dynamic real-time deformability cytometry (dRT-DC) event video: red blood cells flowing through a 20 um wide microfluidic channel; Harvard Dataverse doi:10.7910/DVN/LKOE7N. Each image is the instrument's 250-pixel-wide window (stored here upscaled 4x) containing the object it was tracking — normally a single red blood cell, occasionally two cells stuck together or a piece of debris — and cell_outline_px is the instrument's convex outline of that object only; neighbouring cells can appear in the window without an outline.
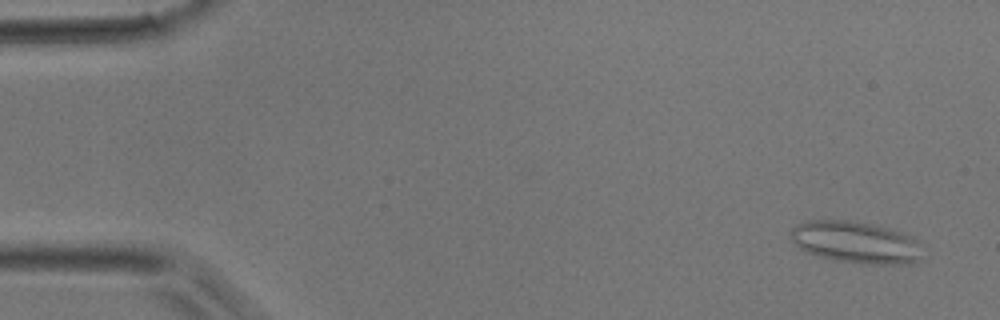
{"species": "common noctule bat (a hibernating species)", "species_latin": "Nyctalus noctula", "temperature_condition": "room temperature", "stored_images_in_passage": 45, "camera_frame_rate_fps": 3000, "um_per_image_px": 0.085, "animal": {"sex": "male", "body_mass_g": 17.9}, "frame": {"image": 1, "passage_image": 3, "time_ms": 0.667, "image_size_px": [1000, 320], "cell_outline_px": [[920, 260], [912, 264], [872, 264], [836, 260], [820, 256], [808, 252], [800, 248], [792, 240], [788, 232], [796, 224], [808, 220], [848, 220], [872, 224], [888, 228], [912, 236], [916, 240]], "centroid_in_image_um": [72.7, 20.58], "position_along_channel_um": 12.3, "area_um2": 31.85}}
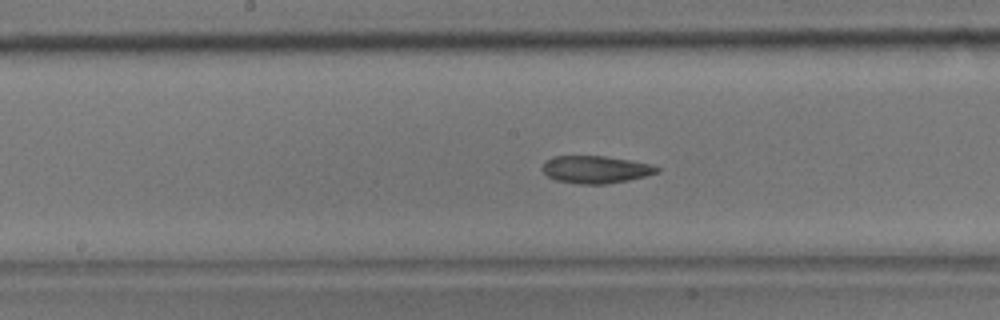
{"frame": {"image": 2, "passage_image": 23, "time_ms": 7.333, "image_size_px": [1000, 320], "cell_outline_px": [[660, 172], [628, 180], [604, 184], [580, 184], [556, 180], [548, 176], [540, 168], [544, 160], [556, 156], [604, 156], [632, 160], [652, 164], [660, 168]], "centroid_in_image_um": [50.62, 14.4], "position_along_channel_um": 197.6, "area_um2": 18.44}}
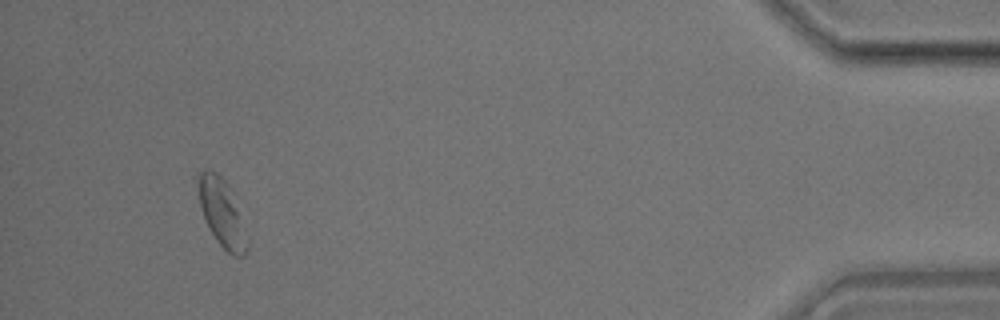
{"frame": {"image": 3, "passage_image": 42, "time_ms": 13.667, "image_size_px": [1000, 320], "cell_outline_px": [[248, 252], [244, 256], [232, 256], [216, 240], [204, 216], [200, 204], [196, 184], [196, 172], [204, 168], [208, 168], [216, 172], [228, 184], [248, 244]], "centroid_in_image_um": [18.79, 18.03], "position_along_channel_um": 416.4, "area_um2": 18.79}}